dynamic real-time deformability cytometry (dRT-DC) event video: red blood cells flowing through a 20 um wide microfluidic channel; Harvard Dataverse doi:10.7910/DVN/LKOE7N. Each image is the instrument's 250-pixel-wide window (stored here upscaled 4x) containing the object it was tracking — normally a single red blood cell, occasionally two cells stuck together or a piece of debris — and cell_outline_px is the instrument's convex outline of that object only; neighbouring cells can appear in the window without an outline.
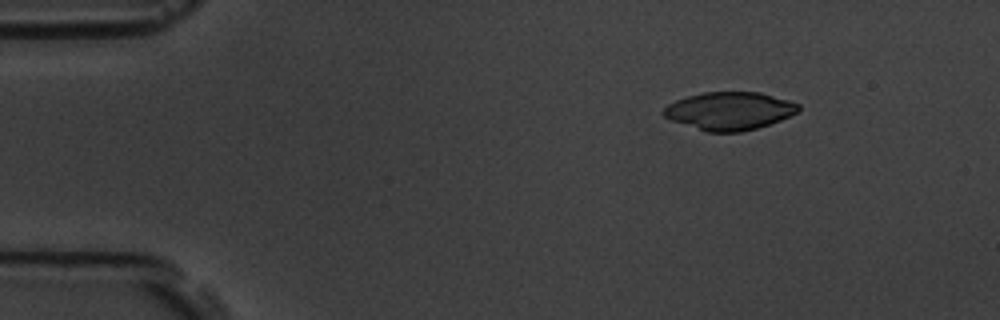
{"species": "common noctule bat (a hibernating species)", "species_latin": "Nyctalus noctula", "temperature_condition": "room temperature", "stored_images_in_passage": 6, "camera_frame_rate_fps": 3000, "um_per_image_px": 0.085, "animal": {"sex": "male", "body_mass_g": 19.5, "forearm_length_mm": 54.6}, "frame": {"image": 1, "passage_image": 2, "time_ms": 1.333, "image_size_px": [1000, 320], "cell_outline_px": [[800, 108], [796, 112], [780, 120], [756, 128], [740, 132], [704, 132], [672, 120], [664, 116], [660, 112], [668, 104], [676, 100], [688, 96], [704, 92], [760, 92], [788, 100], [800, 104]], "centroid_in_image_um": [61.97, 9.43], "position_along_channel_um": 23.0, "area_um2": 29.71}}